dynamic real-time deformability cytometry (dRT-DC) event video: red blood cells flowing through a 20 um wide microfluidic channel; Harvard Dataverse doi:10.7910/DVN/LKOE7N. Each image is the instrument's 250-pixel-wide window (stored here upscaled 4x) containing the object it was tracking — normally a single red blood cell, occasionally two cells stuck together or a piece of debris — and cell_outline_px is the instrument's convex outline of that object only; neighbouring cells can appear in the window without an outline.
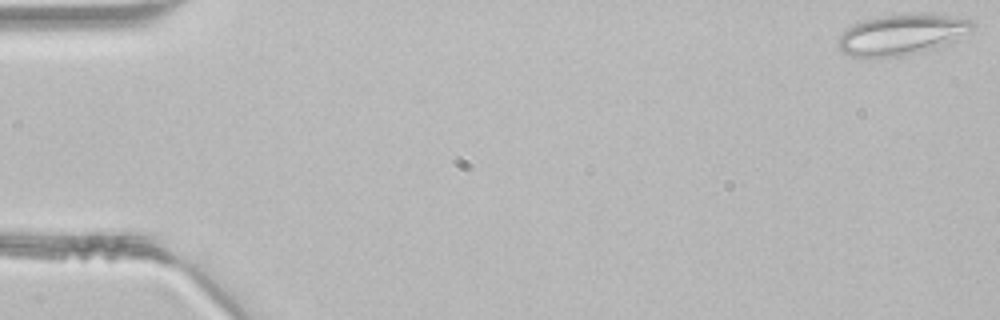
{"species": "common noctule bat (a hibernating species)", "species_latin": "Nyctalus noctula", "temperature_condition": "room temperature", "stored_images_in_passage": 45, "camera_frame_rate_fps": 3000, "um_per_image_px": 0.085, "animal": {"sex": "male", "body_mass_g": 21.5, "forearm_length_mm": 52.0}, "frame": {"image": 1, "passage_image": 1, "time_ms": 0.0, "image_size_px": [1000, 320], "cell_outline_px": [[976, 24], [968, 40], [920, 52], [900, 56], [852, 56], [840, 52], [836, 44], [836, 40], [840, 32], [856, 24], [880, 16], [932, 12], [968, 16]], "centroid_in_image_um": [76.87, 2.91], "position_along_channel_um": 8.1, "area_um2": 33.29}}
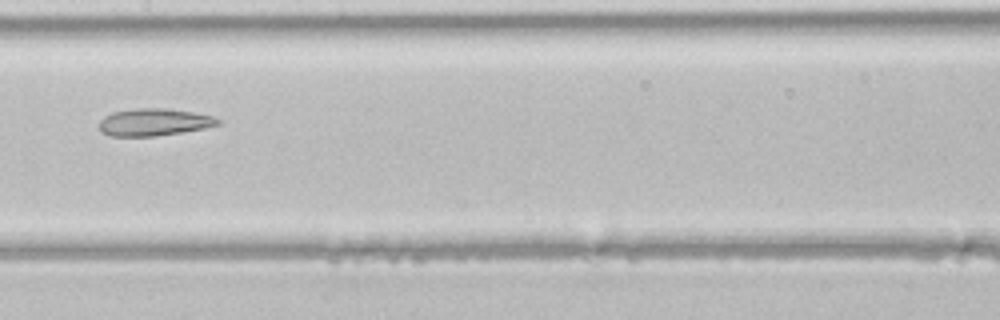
{"frame": {"image": 2, "passage_image": 23, "time_ms": 7.333, "image_size_px": [1000, 320], "cell_outline_px": [[220, 124], [204, 128], [180, 132], [152, 136], [112, 136], [100, 132], [100, 120], [104, 116], [112, 112], [136, 108], [164, 108], [192, 112], [212, 116], [220, 120]], "centroid_in_image_um": [13.05, 10.38], "position_along_channel_um": 194.3, "area_um2": 18.67}}
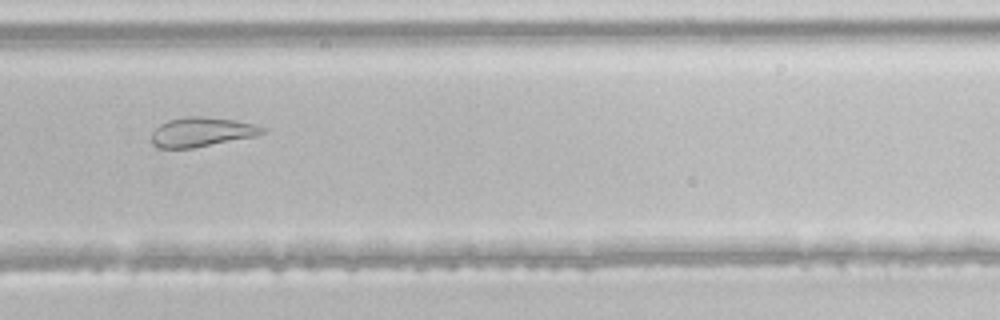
{"frame": {"image": 3, "passage_image": 31, "time_ms": 10.0, "image_size_px": [1000, 320], "cell_outline_px": [[264, 132], [256, 136], [192, 148], [160, 148], [152, 140], [152, 132], [160, 124], [168, 120], [184, 116], [200, 116], [232, 120], [252, 124], [264, 128]], "centroid_in_image_um": [17.11, 11.21], "position_along_channel_um": 312.7, "area_um2": 18.61}}